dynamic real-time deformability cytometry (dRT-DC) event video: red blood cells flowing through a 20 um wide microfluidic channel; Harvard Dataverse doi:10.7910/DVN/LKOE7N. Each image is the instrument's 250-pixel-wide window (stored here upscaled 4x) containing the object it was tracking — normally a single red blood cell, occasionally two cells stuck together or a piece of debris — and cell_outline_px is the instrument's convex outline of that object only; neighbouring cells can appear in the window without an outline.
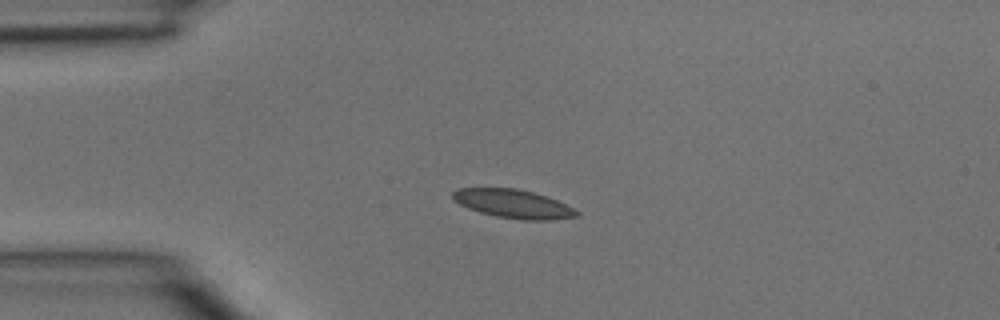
{"species": "common noctule bat (a hibernating species)", "species_latin": "Nyctalus noctula", "temperature_condition": "room temperature", "stored_images_in_passage": 4, "camera_frame_rate_fps": 3000, "um_per_image_px": 0.085, "animal": {"sex": "male", "body_mass_g": 15.6}, "frame": {"image": 1, "passage_image": 3, "time_ms": 0.667, "image_size_px": [1000, 320], "cell_outline_px": [[580, 216], [552, 220], [524, 220], [496, 216], [480, 212], [468, 208], [452, 200], [452, 192], [460, 188], [516, 188], [548, 196], [580, 212]], "centroid_in_image_um": [43.63, 17.33], "position_along_channel_um": 41.4, "area_um2": 20.63}}